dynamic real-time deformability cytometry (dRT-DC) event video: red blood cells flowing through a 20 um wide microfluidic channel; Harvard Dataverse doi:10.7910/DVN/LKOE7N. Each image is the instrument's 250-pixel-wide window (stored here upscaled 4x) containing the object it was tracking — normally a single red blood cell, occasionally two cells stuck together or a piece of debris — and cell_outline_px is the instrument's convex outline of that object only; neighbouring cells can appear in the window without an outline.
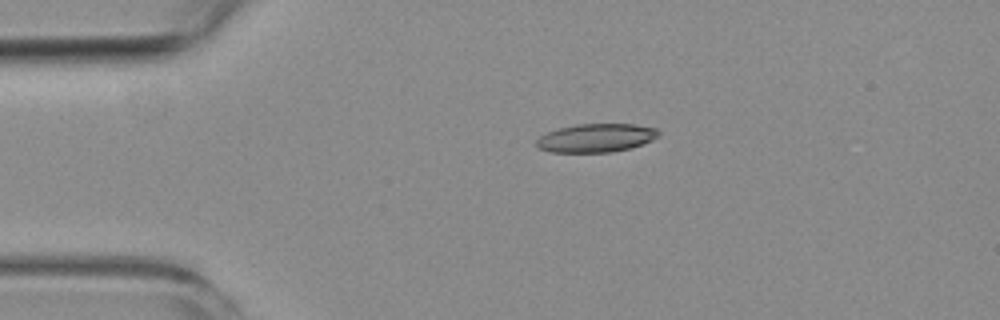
{"species": "common noctule bat (a hibernating species)", "species_latin": "Nyctalus noctula", "temperature_condition": "room temperature", "stored_images_in_passage": 2, "camera_frame_rate_fps": 3000, "um_per_image_px": 0.085, "animal": {"sex": "female", "body_mass_g": 19.3, "forearm_length_mm": 54.1}, "frame": {"image": 1, "passage_image": 1, "time_ms": 0.0, "image_size_px": [1000, 320], "cell_outline_px": [[660, 136], [652, 140], [632, 148], [612, 152], [552, 152], [540, 148], [536, 144], [536, 140], [540, 136], [548, 132], [560, 128], [576, 124], [636, 124], [656, 128], [660, 132]], "centroid_in_image_um": [50.72, 11.72], "position_along_channel_um": 34.3, "area_um2": 20.29}}